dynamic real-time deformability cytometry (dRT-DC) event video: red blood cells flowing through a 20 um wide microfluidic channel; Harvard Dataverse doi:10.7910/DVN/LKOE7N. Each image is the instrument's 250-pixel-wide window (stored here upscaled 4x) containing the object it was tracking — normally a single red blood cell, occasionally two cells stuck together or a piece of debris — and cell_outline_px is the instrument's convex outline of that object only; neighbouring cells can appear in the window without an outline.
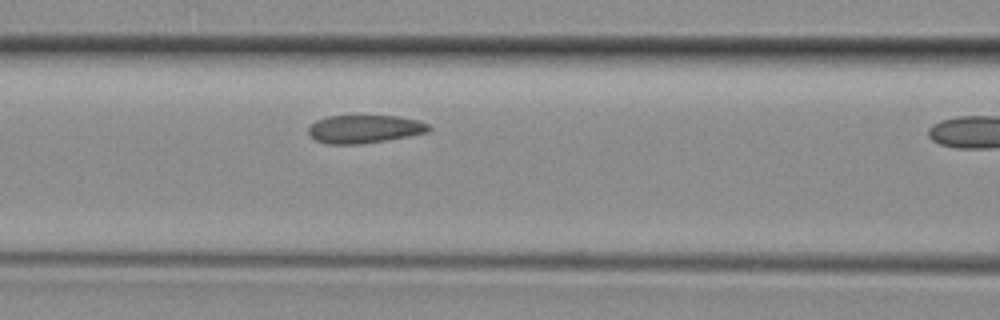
{"species": "common noctule bat (a hibernating species)", "species_latin": "Nyctalus noctula", "temperature_condition": "room temperature", "stored_images_in_passage": 11, "camera_frame_rate_fps": 3000, "um_per_image_px": 0.085, "animal": {"sex": "female", "body_mass_g": 29.2, "forearm_length_mm": 56.3}, "frame": {"image": 1, "passage_image": 10, "time_ms": 3.0, "image_size_px": [1000, 320], "cell_outline_px": [[432, 128], [428, 132], [408, 136], [360, 144], [328, 144], [316, 140], [308, 136], [308, 128], [316, 120], [328, 116], [396, 116], [420, 120], [428, 124]], "centroid_in_image_um": [30.97, 10.96], "position_along_channel_um": 135.6, "area_um2": 19.71}}